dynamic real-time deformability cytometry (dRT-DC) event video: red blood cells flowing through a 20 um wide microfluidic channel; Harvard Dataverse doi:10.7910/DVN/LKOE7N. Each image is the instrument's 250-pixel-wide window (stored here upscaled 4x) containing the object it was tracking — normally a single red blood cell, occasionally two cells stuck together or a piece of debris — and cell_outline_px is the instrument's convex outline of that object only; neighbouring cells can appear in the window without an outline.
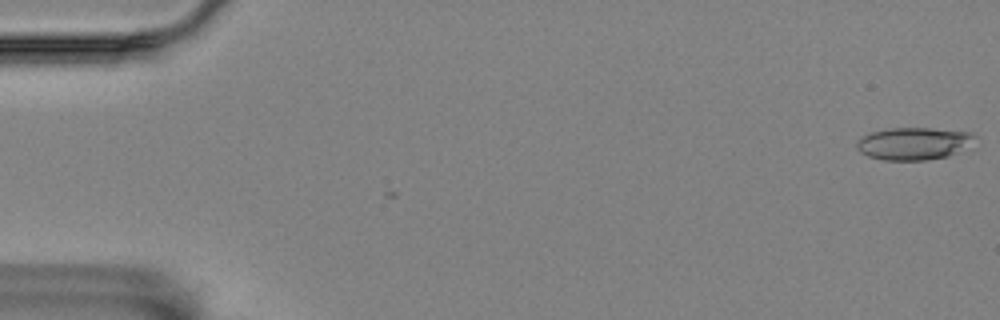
{"species": "Egyptian fruit bat (a non-hibernating species)", "species_latin": "Rousettus aegyptiacus", "temperature_condition": "room temperature", "stored_images_in_passage": 5, "camera_frame_rate_fps": 3000, "um_per_image_px": 0.085, "animal": {"sex": "female"}, "frame": {"image": 1, "passage_image": 1, "time_ms": 0.0, "image_size_px": [1000, 320], "cell_outline_px": [[976, 136], [956, 152], [948, 156], [928, 160], [884, 160], [868, 156], [860, 152], [856, 148], [856, 140], [872, 132], [888, 128], [928, 128], [972, 132]], "centroid_in_image_um": [77.58, 12.2], "position_along_channel_um": 7.4, "area_um2": 21.96}}
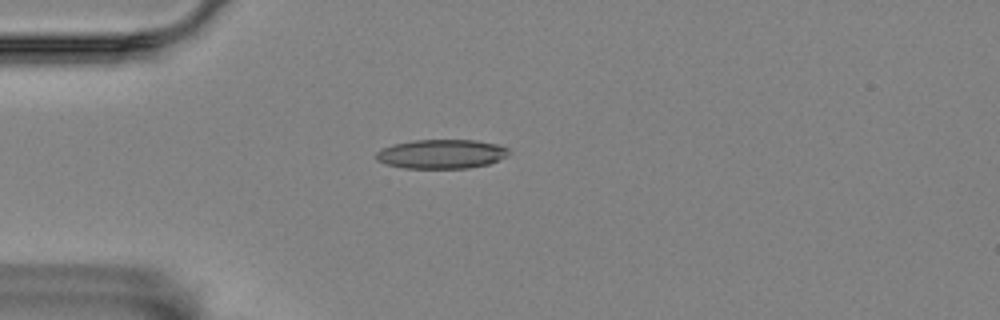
{"frame": {"image": 2, "passage_image": 5, "time_ms": 1.333, "image_size_px": [1000, 320], "cell_outline_px": [[512, 152], [508, 156], [488, 164], [468, 168], [404, 168], [384, 164], [376, 160], [376, 152], [380, 148], [392, 144], [412, 140], [476, 140], [500, 144], [508, 148]], "centroid_in_image_um": [37.52, 13.08], "position_along_channel_um": 47.5, "area_um2": 22.95}}